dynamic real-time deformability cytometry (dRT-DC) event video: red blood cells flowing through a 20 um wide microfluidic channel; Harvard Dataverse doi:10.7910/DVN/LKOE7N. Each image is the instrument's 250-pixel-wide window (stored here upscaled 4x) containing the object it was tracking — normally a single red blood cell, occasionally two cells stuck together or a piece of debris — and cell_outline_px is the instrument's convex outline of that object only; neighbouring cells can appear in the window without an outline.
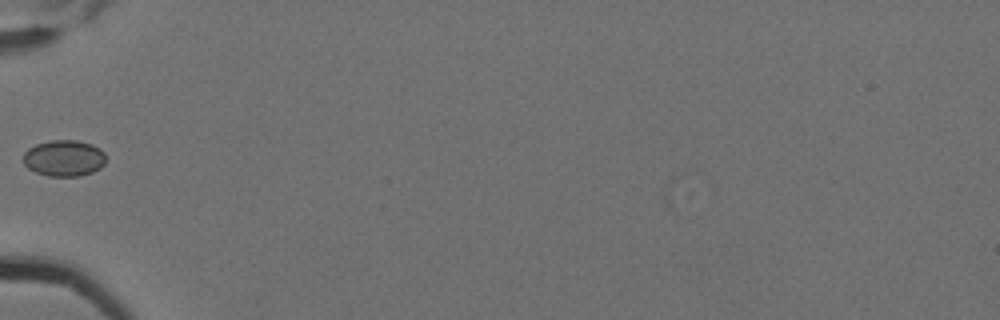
{"species": "Egyptian fruit bat (a non-hibernating species)", "species_latin": "Rousettus aegyptiacus", "temperature_condition": "cold", "stored_images_in_passage": 5, "camera_frame_rate_fps": 3000, "um_per_image_px": 0.085, "animal": {"sex": "female"}, "frame": {"image": 1, "passage_image": 5, "time_ms": 1.333, "image_size_px": [1000, 320], "cell_outline_px": [[104, 164], [100, 168], [92, 172], [80, 176], [48, 176], [36, 172], [28, 168], [24, 164], [24, 152], [28, 148], [36, 144], [48, 140], [76, 140], [92, 144], [100, 148], [104, 152]], "centroid_in_image_um": [5.43, 13.43], "position_along_channel_um": 79.6, "area_um2": 17.51}}